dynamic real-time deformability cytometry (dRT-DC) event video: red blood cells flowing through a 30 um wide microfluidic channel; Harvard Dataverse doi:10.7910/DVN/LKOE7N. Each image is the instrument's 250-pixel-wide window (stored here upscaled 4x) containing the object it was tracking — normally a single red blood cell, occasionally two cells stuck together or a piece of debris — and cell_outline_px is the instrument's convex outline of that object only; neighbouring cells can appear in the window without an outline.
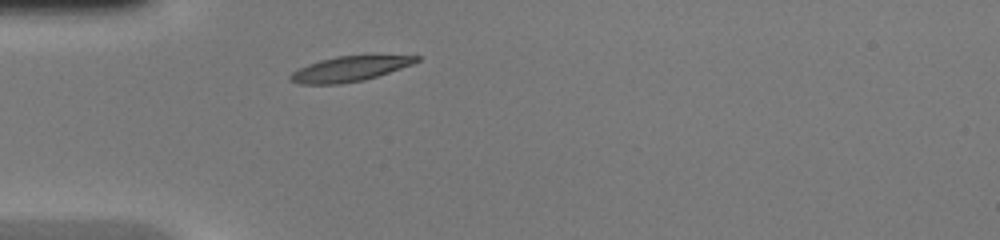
{"species": "common noctule bat (a hibernating species)", "species_latin": "Nyctalus noctula", "temperature_condition": "warm", "stored_images_in_passage": 13, "camera_frame_rate_fps": 3000, "um_per_image_px": 0.085, "animal": {"sex": "female", "body_mass_g": 20.0, "forearm_length_mm": 54.0}, "frame": {"image": 1, "passage_image": 1, "time_ms": 0.0, "image_size_px": [1000, 240], "cell_outline_px": [[420, 60], [412, 64], [364, 80], [340, 84], [300, 84], [288, 80], [288, 76], [292, 72], [308, 64], [320, 60], [336, 56], [420, 56]], "centroid_in_image_um": [29.64, 5.87], "position_along_channel_um": 55.4, "area_um2": 18.09}}
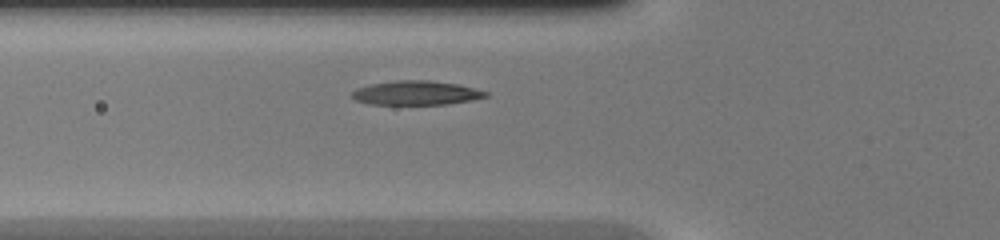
{"frame": {"image": 2, "passage_image": 4, "time_ms": 1.0, "image_size_px": [1000, 240], "cell_outline_px": [[488, 96], [472, 100], [448, 104], [368, 104], [356, 100], [352, 96], [352, 92], [356, 88], [372, 84], [396, 80], [428, 80], [460, 84], [488, 92]], "centroid_in_image_um": [35.39, 7.89], "position_along_channel_um": 90.4, "area_um2": 18.79}}
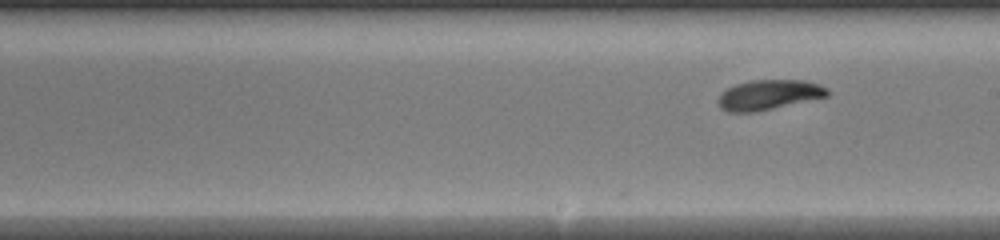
{"frame": {"image": 3, "passage_image": 13, "time_ms": 4.0, "image_size_px": [1000, 240], "cell_outline_px": [[828, 96], [756, 112], [728, 112], [720, 108], [716, 100], [720, 92], [736, 84], [752, 80], [804, 80], [820, 84], [828, 88]], "centroid_in_image_um": [65.31, 8.06], "position_along_channel_um": 223.7, "area_um2": 19.19}}